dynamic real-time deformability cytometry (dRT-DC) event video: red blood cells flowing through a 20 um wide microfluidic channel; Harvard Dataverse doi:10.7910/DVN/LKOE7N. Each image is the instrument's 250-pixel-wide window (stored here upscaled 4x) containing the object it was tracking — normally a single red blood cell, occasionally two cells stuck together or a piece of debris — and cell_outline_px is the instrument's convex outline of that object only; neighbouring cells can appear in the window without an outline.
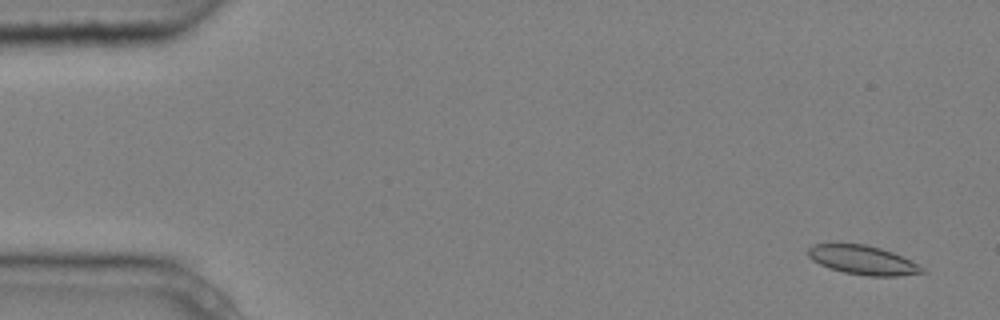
{"species": "common noctule bat (a hibernating species)", "species_latin": "Nyctalus noctula", "temperature_condition": "cold", "stored_images_in_passage": 5, "camera_frame_rate_fps": 3000, "um_per_image_px": 0.085, "animal": {"sex": "male", "body_mass_g": 20.4}, "frame": {"image": 1, "passage_image": 1, "time_ms": 0.0, "image_size_px": [1000, 320], "cell_outline_px": [[924, 272], [896, 276], [868, 276], [844, 272], [828, 268], [812, 260], [808, 256], [808, 248], [812, 244], [864, 244], [880, 248], [892, 252], [920, 264], [924, 268]], "centroid_in_image_um": [73.33, 22.11], "position_along_channel_um": 11.7, "area_um2": 19.19}}